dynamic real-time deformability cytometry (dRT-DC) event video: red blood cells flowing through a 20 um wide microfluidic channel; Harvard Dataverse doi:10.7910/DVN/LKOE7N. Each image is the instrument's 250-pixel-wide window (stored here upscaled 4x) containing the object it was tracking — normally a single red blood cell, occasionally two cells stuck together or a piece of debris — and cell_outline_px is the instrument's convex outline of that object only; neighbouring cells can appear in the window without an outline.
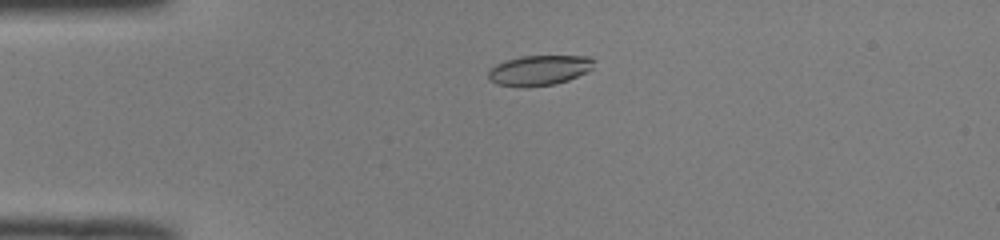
{"species": "common noctule bat (a hibernating species)", "species_latin": "Nyctalus noctula", "temperature_condition": "room temperature", "stored_images_in_passage": 35, "camera_frame_rate_fps": 3000, "um_per_image_px": 0.085, "animal": {"sex": "male", "body_mass_g": 19.0, "forearm_length_mm": 50.8}, "frame": {"image": 1, "passage_image": 10, "time_ms": 3.0, "image_size_px": [1000, 240], "cell_outline_px": [[596, 60], [592, 68], [588, 72], [568, 80], [556, 84], [524, 88], [520, 88], [496, 84], [488, 80], [488, 72], [496, 64], [508, 60], [524, 56], [592, 56]], "centroid_in_image_um": [45.86, 5.99], "position_along_channel_um": 39.1, "area_um2": 18.84}}
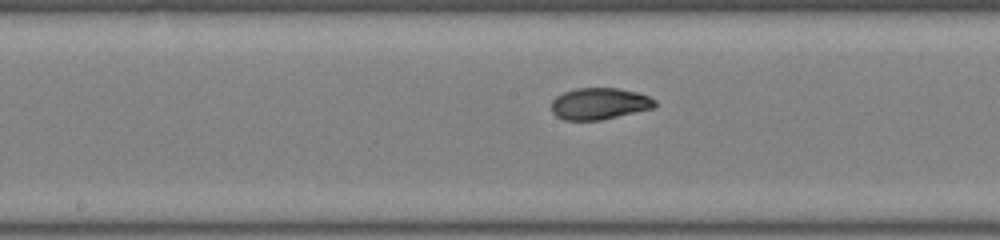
{"frame": {"image": 2, "passage_image": 24, "time_ms": 7.667, "image_size_px": [1000, 240], "cell_outline_px": [[656, 104], [652, 108], [600, 120], [564, 120], [556, 116], [552, 112], [552, 100], [556, 96], [564, 92], [576, 88], [616, 88], [636, 92], [648, 96], [656, 100]], "centroid_in_image_um": [50.91, 8.81], "position_along_channel_um": 197.3, "area_um2": 18.9}}
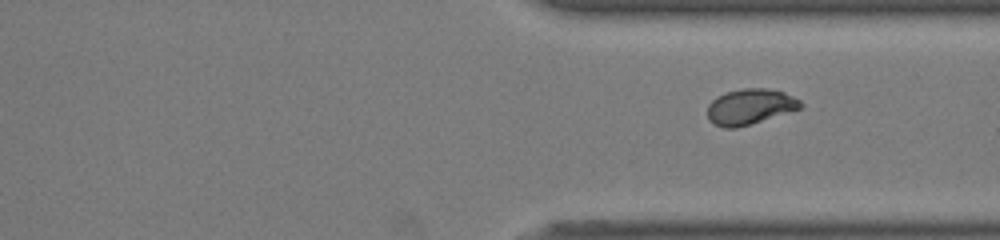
{"frame": {"image": 3, "passage_image": 35, "time_ms": 11.333, "image_size_px": [1000, 240], "cell_outline_px": [[804, 104], [800, 108], [736, 128], [724, 128], [712, 124], [708, 120], [708, 104], [716, 96], [728, 92], [744, 88], [768, 88], [784, 92], [800, 100]], "centroid_in_image_um": [63.71, 9.06], "position_along_channel_um": 347.7, "area_um2": 19.13}}